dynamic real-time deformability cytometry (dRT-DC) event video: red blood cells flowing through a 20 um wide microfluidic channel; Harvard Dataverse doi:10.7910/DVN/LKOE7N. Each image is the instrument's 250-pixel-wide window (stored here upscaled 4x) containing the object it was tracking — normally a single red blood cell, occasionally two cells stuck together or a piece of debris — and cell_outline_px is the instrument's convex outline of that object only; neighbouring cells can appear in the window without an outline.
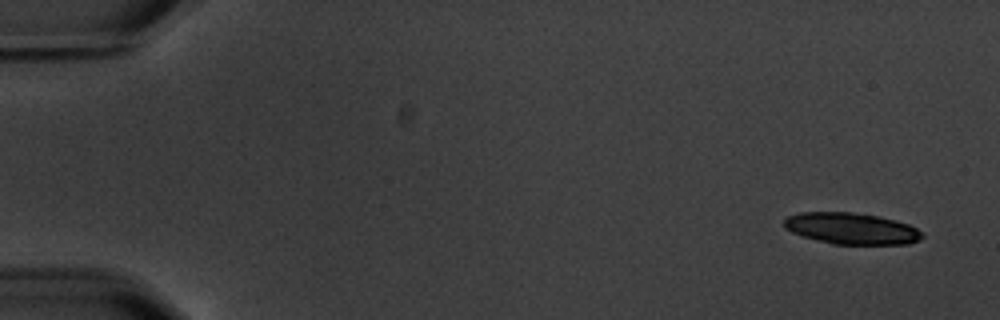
{"species": "common noctule bat (a hibernating species)", "species_latin": "Nyctalus noctula", "temperature_condition": "warm", "stored_images_in_passage": 2, "segment_of_instrument_passage": [2, 2], "camera_frame_rate_fps": 3000, "um_per_image_px": 0.085, "animal": {"sex": "male", "body_mass_g": 20.1, "forearm_length_mm": 53.5}, "frame": {"image": 1, "passage_image": 2, "time_ms": 1.333, "image_size_px": [1000, 320], "cell_outline_px": [[924, 236], [920, 240], [908, 244], [832, 244], [804, 236], [792, 232], [784, 228], [784, 220], [788, 216], [800, 212], [852, 212], [876, 216], [896, 220], [908, 224], [924, 232]], "centroid_in_image_um": [72.4, 19.42], "position_along_channel_um": 12.6, "area_um2": 25.26}}